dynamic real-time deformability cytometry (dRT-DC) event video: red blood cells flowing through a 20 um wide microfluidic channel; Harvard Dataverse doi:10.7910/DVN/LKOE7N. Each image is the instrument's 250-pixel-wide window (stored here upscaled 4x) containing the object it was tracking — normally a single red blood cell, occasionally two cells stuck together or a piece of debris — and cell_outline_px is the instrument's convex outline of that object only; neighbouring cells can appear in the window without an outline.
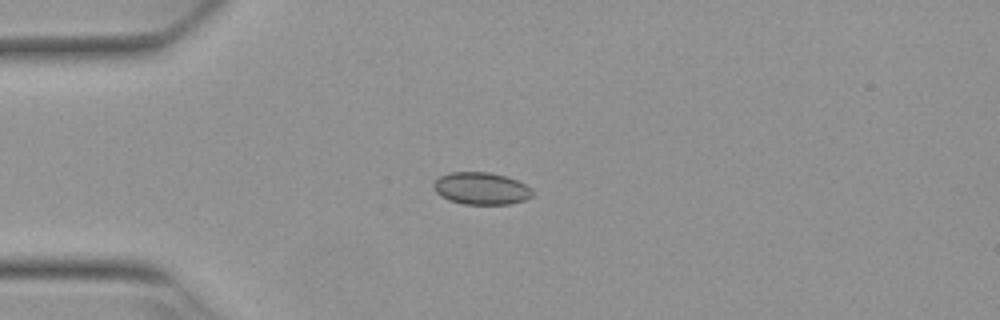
{"species": "Egyptian fruit bat (a non-hibernating species)", "species_latin": "Rousettus aegyptiacus", "temperature_condition": "warm", "stored_images_in_passage": 40, "camera_frame_rate_fps": 3000, "um_per_image_px": 0.085, "animal": {"sex": "female"}, "frame": {"image": 1, "passage_image": 1, "time_ms": 0.0, "image_size_px": [1000, 320], "cell_outline_px": [[532, 196], [524, 200], [512, 204], [464, 204], [448, 200], [440, 196], [432, 188], [432, 184], [440, 176], [452, 172], [488, 172], [504, 176], [516, 180], [532, 188]], "centroid_in_image_um": [40.88, 16.03], "position_along_channel_um": 44.1, "area_um2": 18.55}}
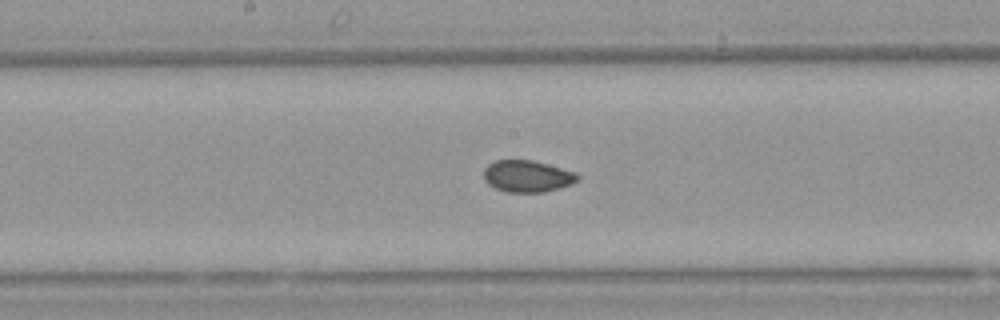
{"frame": {"image": 2, "passage_image": 15, "time_ms": 4.667, "image_size_px": [1000, 320], "cell_outline_px": [[580, 180], [572, 184], [560, 188], [544, 192], [508, 192], [496, 188], [488, 184], [484, 180], [484, 168], [488, 164], [496, 160], [532, 160], [576, 172], [580, 176]], "centroid_in_image_um": [44.84, 14.98], "position_along_channel_um": 203.4, "area_um2": 17.46}}
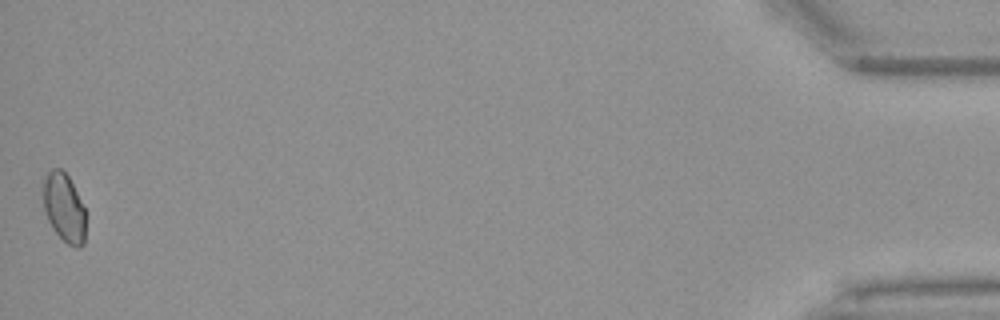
{"frame": {"image": 3, "passage_image": 40, "time_ms": 13.0, "image_size_px": [1000, 320], "cell_outline_px": [[84, 244], [80, 248], [76, 248], [68, 244], [56, 232], [48, 220], [44, 208], [44, 180], [48, 172], [52, 168], [60, 168], [68, 176], [84, 208]], "centroid_in_image_um": [5.45, 17.66], "position_along_channel_um": 429.8, "area_um2": 16.53}, "authors_computed_cell_mechanics": {"area_um2": 17.4556, "velocity_mm_per_s": 3.8754, "shape_relaxation_time_tau1_ms": null, "shape_relaxation_time_tau2_ms": 2.4403, "deformation_change_tau1": null, "deformation_change_tau2": 0.0537}}